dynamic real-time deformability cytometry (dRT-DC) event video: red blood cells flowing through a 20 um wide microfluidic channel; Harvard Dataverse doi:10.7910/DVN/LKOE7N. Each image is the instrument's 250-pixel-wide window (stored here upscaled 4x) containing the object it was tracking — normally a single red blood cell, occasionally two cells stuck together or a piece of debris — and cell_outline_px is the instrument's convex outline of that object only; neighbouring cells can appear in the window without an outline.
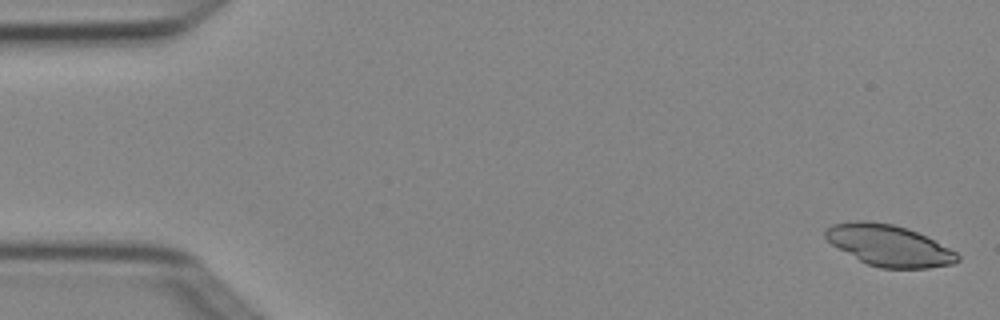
{"species": "Egyptian fruit bat (a non-hibernating species)", "species_latin": "Rousettus aegyptiacus", "temperature_condition": "cold", "stored_images_in_passage": 6, "camera_frame_rate_fps": 3000, "um_per_image_px": 0.085, "animal": {"sex": "female"}, "frame": {"image": 1, "passage_image": 1, "time_ms": 0.0, "image_size_px": [1000, 320], "cell_outline_px": [[960, 260], [952, 264], [928, 268], [880, 268], [868, 264], [860, 260], [832, 244], [824, 236], [824, 232], [832, 224], [856, 220], [868, 220], [892, 224], [908, 228], [956, 252], [960, 256]], "centroid_in_image_um": [75.55, 20.86], "position_along_channel_um": 9.4, "area_um2": 31.33}}